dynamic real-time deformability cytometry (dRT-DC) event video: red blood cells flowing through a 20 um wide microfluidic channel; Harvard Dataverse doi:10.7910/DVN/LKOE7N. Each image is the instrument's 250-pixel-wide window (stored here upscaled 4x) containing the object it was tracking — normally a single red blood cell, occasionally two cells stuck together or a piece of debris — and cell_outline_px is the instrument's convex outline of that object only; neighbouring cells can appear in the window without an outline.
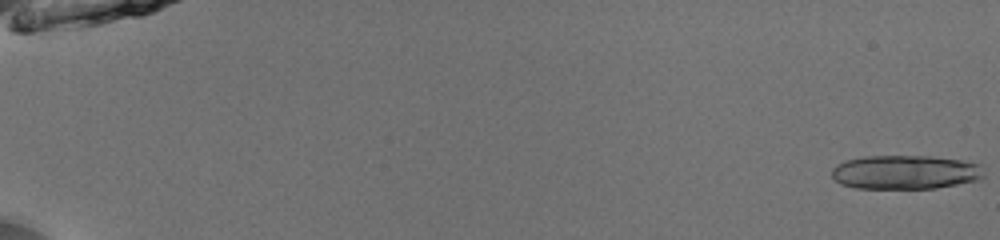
{"species": "common noctule bat (a hibernating species)", "species_latin": "Nyctalus noctula", "temperature_condition": "room temperature", "stored_images_in_passage": 33, "camera_frame_rate_fps": 3000, "um_per_image_px": 0.085, "animal": {"sex": "male", "body_mass_g": 13.0, "forearm_length_mm": 53.1}, "frame": {"image": 1, "passage_image": 1, "time_ms": 0.0, "image_size_px": [1000, 240], "cell_outline_px": [[984, 176], [980, 180], [936, 188], [856, 188], [840, 184], [832, 176], [832, 168], [836, 164], [844, 160], [864, 156], [932, 156], [964, 160], [980, 164], [984, 172]], "centroid_in_image_um": [76.97, 14.63], "position_along_channel_um": 8.0, "area_um2": 30.46}}
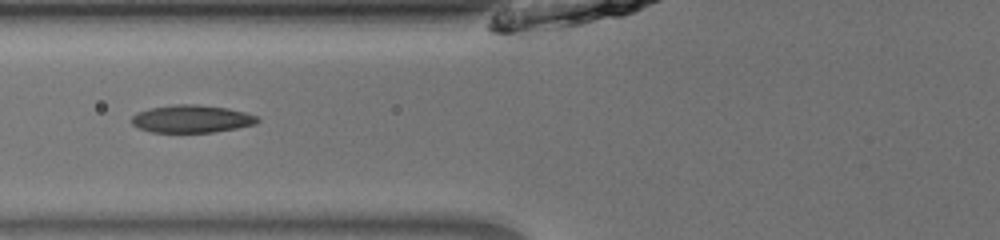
{"frame": {"image": 2, "passage_image": 24, "time_ms": 7.667, "image_size_px": [1000, 240], "cell_outline_px": [[260, 120], [256, 124], [236, 128], [212, 132], [152, 132], [140, 128], [132, 124], [132, 116], [136, 112], [148, 108], [172, 104], [196, 104], [228, 108], [244, 112], [256, 116]], "centroid_in_image_um": [16.27, 10.09], "position_along_channel_um": 109.5, "area_um2": 20.29}}
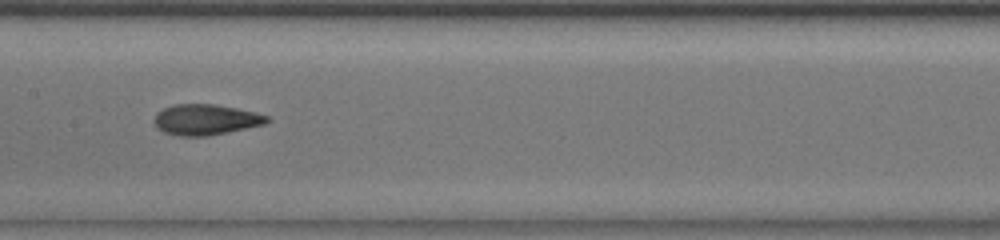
{"frame": {"image": 3, "passage_image": 30, "time_ms": 9.667, "image_size_px": [1000, 240], "cell_outline_px": [[272, 120], [264, 124], [208, 136], [180, 136], [164, 132], [156, 128], [156, 112], [172, 104], [216, 104], [256, 112], [268, 116]], "centroid_in_image_um": [17.5, 10.16], "position_along_channel_um": 189.9, "area_um2": 20.11}}